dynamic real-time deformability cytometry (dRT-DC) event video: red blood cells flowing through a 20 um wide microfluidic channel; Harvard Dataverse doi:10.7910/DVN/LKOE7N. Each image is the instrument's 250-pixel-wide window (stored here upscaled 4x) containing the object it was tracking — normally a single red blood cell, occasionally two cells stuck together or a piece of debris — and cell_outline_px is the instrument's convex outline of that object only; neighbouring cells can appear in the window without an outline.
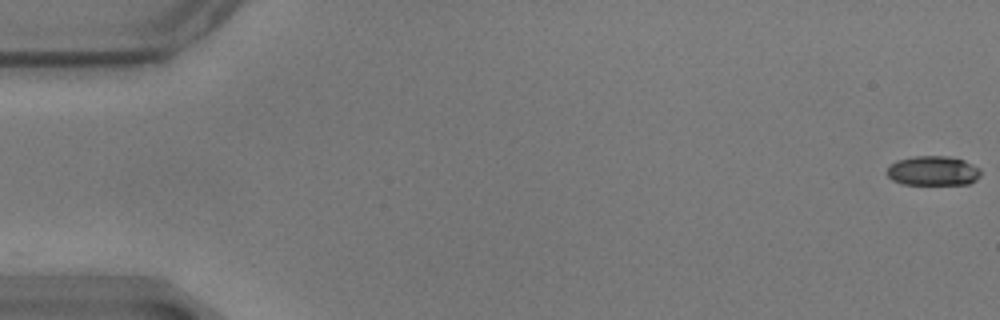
{"species": "common noctule bat (a hibernating species)", "species_latin": "Nyctalus noctula", "temperature_condition": "warm", "stored_images_in_passage": 54, "camera_frame_rate_fps": 3000, "um_per_image_px": 0.085, "animal": {"sex": "male", "body_mass_g": 17.9}, "frame": {"image": 1, "passage_image": 1, "time_ms": 0.0, "image_size_px": [1000, 320], "cell_outline_px": [[980, 176], [976, 180], [968, 184], [900, 184], [892, 180], [888, 176], [888, 168], [896, 160], [916, 156], [948, 156], [964, 160], [980, 168]], "centroid_in_image_um": [79.32, 14.52], "position_along_channel_um": 5.7, "area_um2": 16.13}}
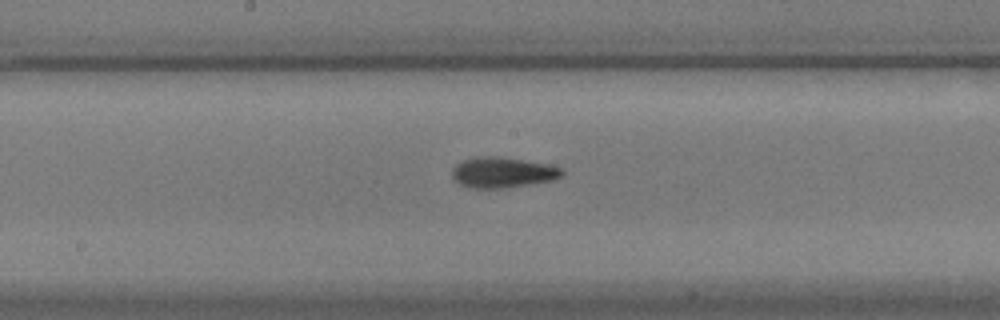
{"frame": {"image": 2, "passage_image": 31, "time_ms": 10.0, "image_size_px": [1000, 320], "cell_outline_px": [[564, 172], [560, 176], [552, 180], [532, 184], [508, 188], [472, 188], [460, 184], [452, 176], [452, 168], [456, 164], [464, 160], [476, 156], [496, 156], [548, 164], [564, 168]], "centroid_in_image_um": [42.73, 14.66], "position_along_channel_um": 205.5, "area_um2": 19.59}}
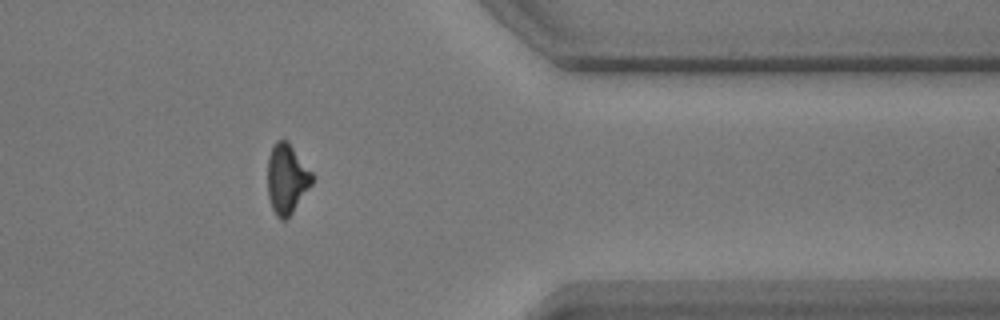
{"frame": {"image": 3, "passage_image": 48, "time_ms": 15.667, "image_size_px": [1000, 320], "cell_outline_px": [[312, 184], [292, 212], [284, 220], [280, 220], [276, 216], [272, 208], [268, 196], [268, 156], [276, 140], [284, 140], [292, 148], [312, 172]], "centroid_in_image_um": [24.36, 15.23], "position_along_channel_um": 387.0, "area_um2": 17.63}}